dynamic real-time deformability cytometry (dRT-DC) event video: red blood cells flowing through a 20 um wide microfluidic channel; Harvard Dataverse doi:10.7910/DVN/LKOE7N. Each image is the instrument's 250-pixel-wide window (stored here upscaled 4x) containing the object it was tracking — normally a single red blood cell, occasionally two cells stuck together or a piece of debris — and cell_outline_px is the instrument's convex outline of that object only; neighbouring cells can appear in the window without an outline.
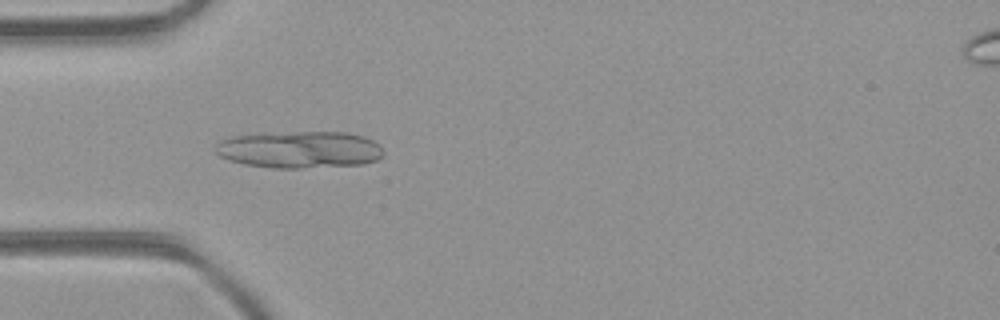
{"species": "common noctule bat (a hibernating species)", "species_latin": "Nyctalus noctula", "temperature_condition": "room temperature", "stored_images_in_passage": 44, "camera_frame_rate_fps": 3000, "um_per_image_px": 0.085, "animal": {"sex": "female", "body_mass_g": 21.9}, "frame": {"image": 1, "passage_image": 12, "time_ms": 3.667, "image_size_px": [1000, 320], "cell_outline_px": [[384, 156], [376, 160], [364, 164], [300, 168], [272, 168], [244, 164], [228, 160], [220, 156], [212, 148], [220, 140], [232, 136], [296, 132], [348, 132], [364, 136], [380, 144], [384, 152]], "centroid_in_image_um": [25.49, 12.72], "position_along_channel_um": 59.5, "area_um2": 36.36}}
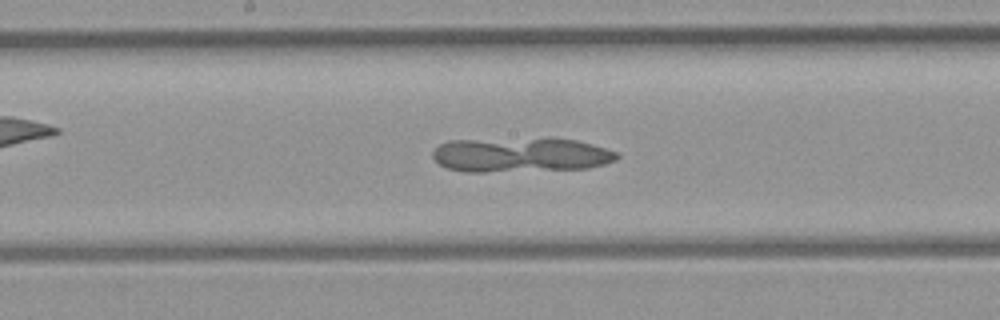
{"frame": {"image": 2, "passage_image": 22, "time_ms": 7.0, "image_size_px": [1000, 320], "cell_outline_px": [[620, 156], [616, 160], [604, 164], [588, 168], [484, 172], [464, 172], [448, 168], [440, 164], [432, 156], [432, 152], [440, 144], [448, 140], [548, 136], [576, 140], [592, 144], [620, 152]], "centroid_in_image_um": [44.28, 13.12], "position_along_channel_um": 203.9, "area_um2": 38.15}}
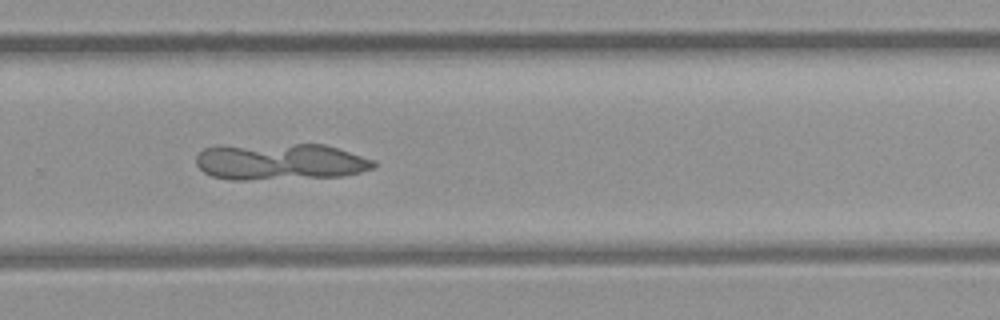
{"frame": {"image": 3, "passage_image": 29, "time_ms": 9.333, "image_size_px": [1000, 320], "cell_outline_px": [[376, 164], [372, 168], [360, 172], [344, 176], [244, 180], [228, 180], [212, 176], [204, 172], [196, 164], [196, 156], [204, 148], [216, 144], [324, 144], [376, 160]], "centroid_in_image_um": [23.76, 13.73], "position_along_channel_um": 306.0, "area_um2": 38.49}}